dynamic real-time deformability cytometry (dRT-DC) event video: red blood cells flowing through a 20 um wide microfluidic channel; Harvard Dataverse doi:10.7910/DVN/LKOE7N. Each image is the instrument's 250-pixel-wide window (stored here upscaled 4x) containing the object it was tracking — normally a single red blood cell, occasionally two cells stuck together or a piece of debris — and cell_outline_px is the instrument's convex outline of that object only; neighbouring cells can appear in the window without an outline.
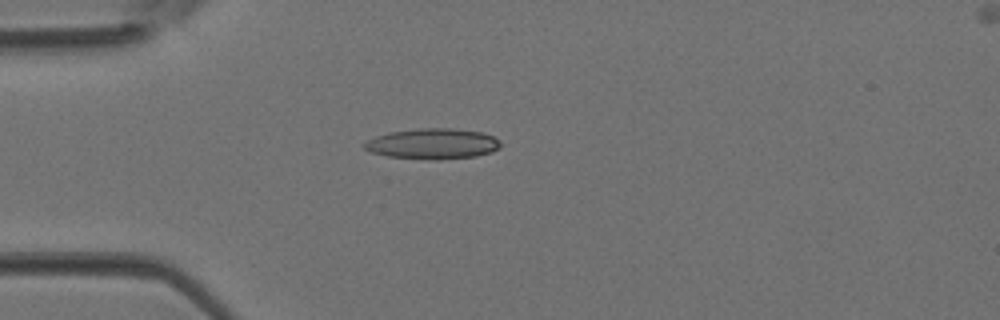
{"species": "Egyptian fruit bat (a non-hibernating species)", "species_latin": "Rousettus aegyptiacus", "temperature_condition": "room temperature", "stored_images_in_passage": 4, "camera_frame_rate_fps": 3000, "um_per_image_px": 0.085, "animal": {"sex": "female"}, "frame": {"image": 1, "passage_image": 3, "time_ms": 0.667, "image_size_px": [1000, 320], "cell_outline_px": [[500, 148], [492, 152], [476, 156], [436, 160], [428, 160], [388, 156], [372, 152], [364, 148], [360, 144], [376, 136], [388, 132], [416, 128], [452, 128], [484, 132], [500, 140]], "centroid_in_image_um": [36.78, 12.21], "position_along_channel_um": 48.2, "area_um2": 24.57}}